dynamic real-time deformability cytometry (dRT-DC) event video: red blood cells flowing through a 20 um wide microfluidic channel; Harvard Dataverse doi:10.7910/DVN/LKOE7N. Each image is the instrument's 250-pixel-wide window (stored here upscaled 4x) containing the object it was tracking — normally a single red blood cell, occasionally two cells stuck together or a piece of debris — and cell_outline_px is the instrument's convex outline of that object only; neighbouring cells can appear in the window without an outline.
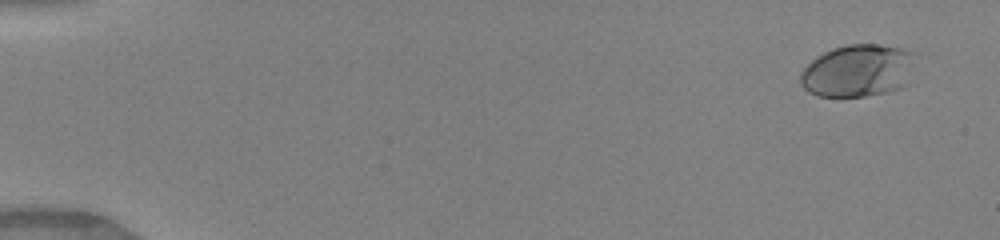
{"species": "human", "species_latin": "Homo sapiens", "temperature_condition": "warm", "stored_images_in_passage": 50, "camera_frame_rate_fps": 3000, "um_per_image_px": 0.085, "donor": {"sex": "female"}, "frame": {"image": 1, "passage_image": 3, "time_ms": 0.667, "image_size_px": [1000, 240], "cell_outline_px": [[912, 52], [900, 88], [884, 92], [864, 96], [816, 96], [808, 92], [800, 84], [800, 72], [816, 56], [832, 48], [848, 44], [880, 44], [900, 48]], "centroid_in_image_um": [72.74, 6.0], "position_along_channel_um": 12.3, "area_um2": 33.99}}
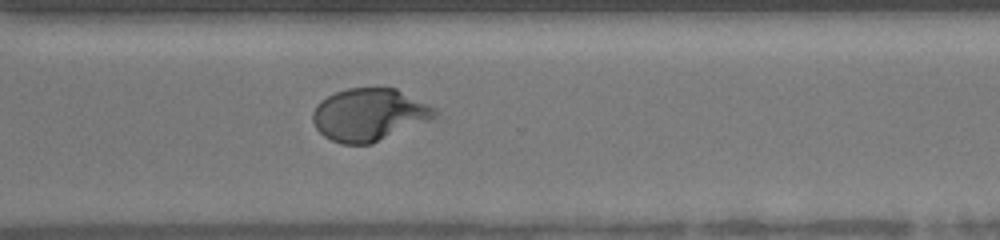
{"frame": {"image": 2, "passage_image": 38, "time_ms": 12.333, "image_size_px": [1000, 240], "cell_outline_px": [[436, 116], [372, 144], [340, 144], [324, 136], [316, 128], [312, 120], [312, 112], [316, 104], [320, 100], [336, 92], [348, 88], [396, 88], [436, 108]], "centroid_in_image_um": [31.32, 9.74], "position_along_channel_um": 339.3, "area_um2": 36.99}}
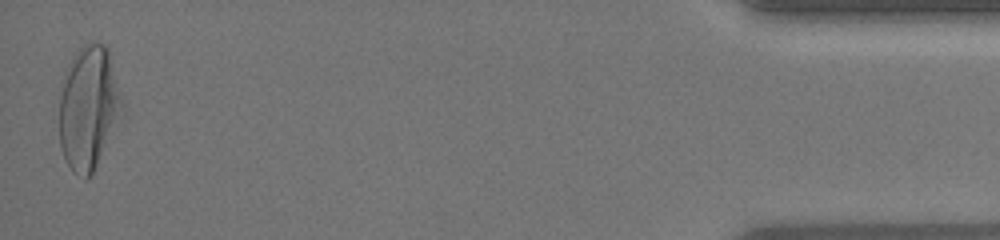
{"frame": {"image": 3, "passage_image": 50, "time_ms": 16.333, "image_size_px": [1000, 240], "cell_outline_px": [[124, 104], [96, 164], [92, 172], [84, 180], [72, 172], [64, 156], [60, 144], [60, 96], [64, 72], [72, 56], [80, 48], [92, 40], [104, 44], [108, 48]], "centroid_in_image_um": [7.5, 9.08], "position_along_channel_um": 427.7, "area_um2": 44.51}, "authors_computed_cell_mechanics": {"area_um2": 35.9516, "velocity_mm_per_s": 4.1064, "shape_relaxation_time_tau1_ms": 3.5352, "shape_relaxation_time_tau2_ms": null, "deformation_change_tau1": 0.1989, "deformation_change_tau2": null}}